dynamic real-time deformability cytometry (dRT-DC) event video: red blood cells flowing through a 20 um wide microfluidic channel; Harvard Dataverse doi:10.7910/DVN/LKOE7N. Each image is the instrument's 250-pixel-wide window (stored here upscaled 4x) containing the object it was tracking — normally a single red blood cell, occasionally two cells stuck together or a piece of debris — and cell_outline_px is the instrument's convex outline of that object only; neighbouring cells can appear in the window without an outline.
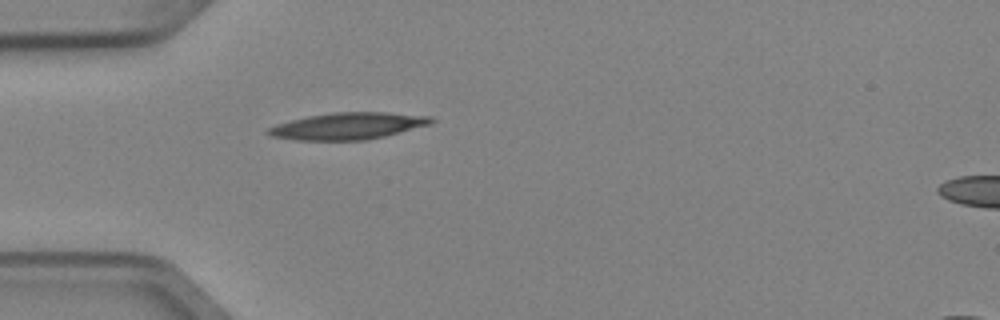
{"species": "Egyptian fruit bat (a non-hibernating species)", "species_latin": "Rousettus aegyptiacus", "temperature_condition": "cold", "stored_images_in_passage": 1, "camera_frame_rate_fps": 3000, "um_per_image_px": 0.085, "animal": {"sex": "female"}, "frame": {"image": 1, "passage_image": 1, "time_ms": 0.0, "image_size_px": [1000, 320], "cell_outline_px": [[436, 120], [432, 124], [384, 136], [364, 140], [296, 140], [272, 136], [264, 132], [268, 128], [276, 124], [308, 116], [332, 112], [388, 112], [432, 116]], "centroid_in_image_um": [29.61, 10.7], "position_along_channel_um": 55.4, "area_um2": 25.49}}